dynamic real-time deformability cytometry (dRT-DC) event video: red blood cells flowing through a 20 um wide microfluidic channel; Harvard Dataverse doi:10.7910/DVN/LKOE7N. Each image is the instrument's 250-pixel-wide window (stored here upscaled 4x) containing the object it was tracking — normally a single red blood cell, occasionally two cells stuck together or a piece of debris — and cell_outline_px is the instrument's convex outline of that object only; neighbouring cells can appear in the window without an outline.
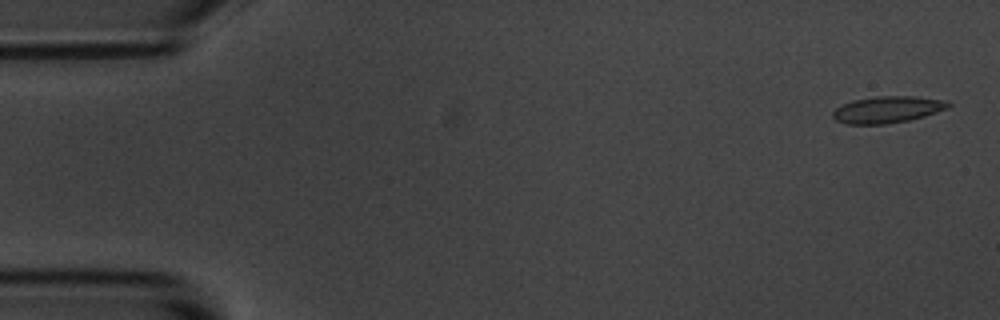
{"species": "common noctule bat (a hibernating species)", "species_latin": "Nyctalus noctula", "temperature_condition": "room temperature", "stored_images_in_passage": 4, "camera_frame_rate_fps": 3000, "um_per_image_px": 0.085, "animal": {"sex": "male", "body_mass_g": 20.1, "forearm_length_mm": 53.5}, "frame": {"image": 1, "passage_image": 1, "time_ms": 0.0, "image_size_px": [1000, 320], "cell_outline_px": [[952, 104], [948, 108], [924, 116], [908, 120], [884, 124], [844, 124], [836, 120], [832, 116], [832, 112], [836, 108], [852, 100], [876, 96], [916, 96], [948, 100]], "centroid_in_image_um": [75.45, 9.3], "position_along_channel_um": 9.6, "area_um2": 18.03}}
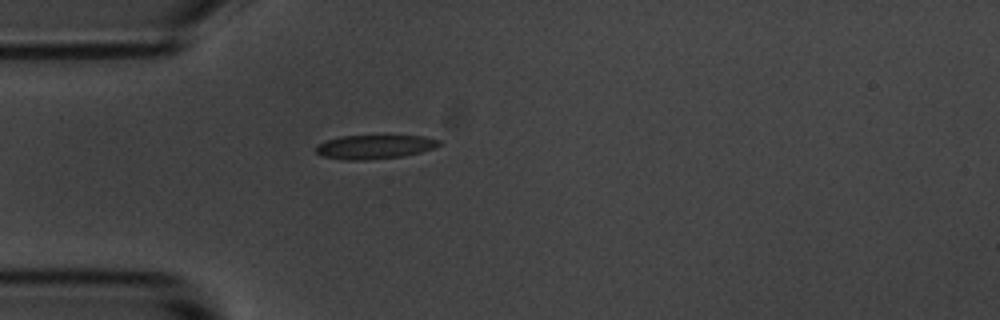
{"frame": {"image": 2, "passage_image": 4, "time_ms": 4.333, "image_size_px": [1000, 320], "cell_outline_px": [[444, 144], [420, 152], [400, 156], [364, 160], [344, 160], [320, 156], [316, 152], [316, 144], [324, 140], [340, 136], [424, 136], [440, 140]], "centroid_in_image_um": [31.79, 12.48], "position_along_channel_um": 53.2, "area_um2": 17.22}}